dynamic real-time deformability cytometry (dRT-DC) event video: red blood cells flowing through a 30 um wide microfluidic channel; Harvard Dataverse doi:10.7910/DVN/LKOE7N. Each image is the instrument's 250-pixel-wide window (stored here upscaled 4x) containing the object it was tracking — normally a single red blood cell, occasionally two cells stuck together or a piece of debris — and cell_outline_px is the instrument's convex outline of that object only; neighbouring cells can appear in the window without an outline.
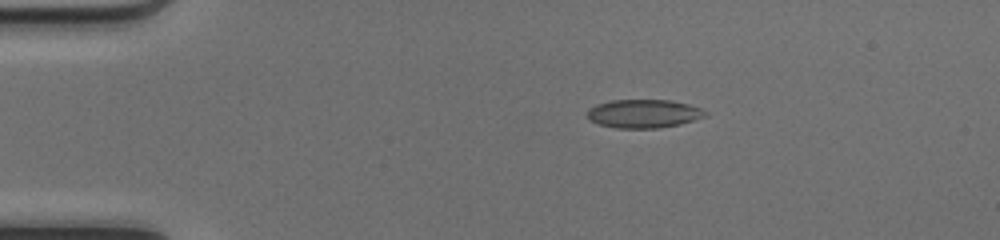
{"species": "common noctule bat (a hibernating species)", "species_latin": "Nyctalus noctula", "temperature_condition": "cold", "stored_images_in_passage": 41, "camera_frame_rate_fps": 3000, "um_per_image_px": 0.085, "animal": {"sex": "female", "body_mass_g": 17.0, "forearm_length_mm": 48.0}, "frame": {"image": 1, "passage_image": 1, "time_ms": 0.0, "image_size_px": [1000, 240], "cell_outline_px": [[708, 116], [680, 124], [660, 128], [616, 128], [600, 124], [592, 120], [588, 116], [588, 108], [596, 104], [612, 100], [672, 100], [688, 104], [700, 108], [708, 112]], "centroid_in_image_um": [54.75, 9.65], "position_along_channel_um": 30.2, "area_um2": 19.59}}
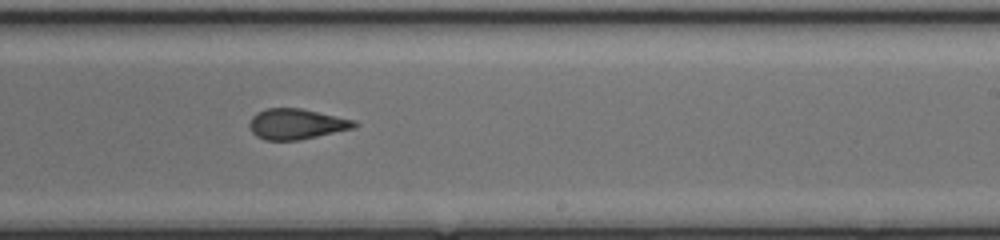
{"frame": {"image": 2, "passage_image": 22, "time_ms": 7.0, "image_size_px": [1000, 240], "cell_outline_px": [[360, 124], [356, 128], [300, 140], [264, 140], [256, 136], [252, 132], [248, 124], [252, 116], [256, 112], [268, 108], [300, 108], [356, 120]], "centroid_in_image_um": [25.22, 10.54], "position_along_channel_um": 263.8, "area_um2": 18.9}}
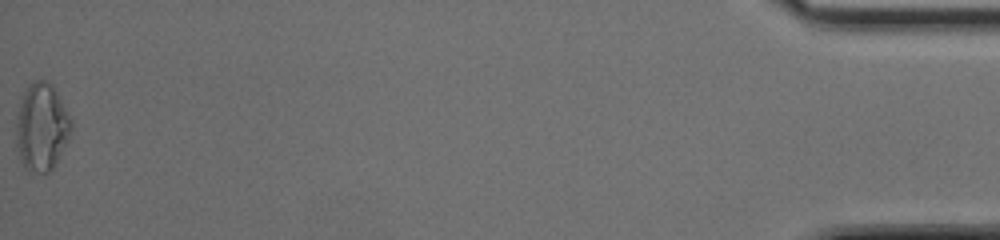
{"frame": {"image": 3, "passage_image": 41, "time_ms": 13.333, "image_size_px": [1000, 240], "cell_outline_px": [[72, 128], [68, 140], [56, 164], [48, 172], [28, 172], [20, 160], [16, 144], [16, 120], [20, 96], [36, 80], [44, 80], [52, 84], [72, 120]], "centroid_in_image_um": [3.53, 10.82], "position_along_channel_um": 431.7, "area_um2": 28.21}, "authors_computed_cell_mechanics": {"area_um2": 19.5942, "velocity_mm_per_s": 4.2197, "shape_relaxation_time_tau1_ms": null, "shape_relaxation_time_tau2_ms": 1.8929, "deformation_change_tau1": null, "deformation_change_tau2": 0.0807}}